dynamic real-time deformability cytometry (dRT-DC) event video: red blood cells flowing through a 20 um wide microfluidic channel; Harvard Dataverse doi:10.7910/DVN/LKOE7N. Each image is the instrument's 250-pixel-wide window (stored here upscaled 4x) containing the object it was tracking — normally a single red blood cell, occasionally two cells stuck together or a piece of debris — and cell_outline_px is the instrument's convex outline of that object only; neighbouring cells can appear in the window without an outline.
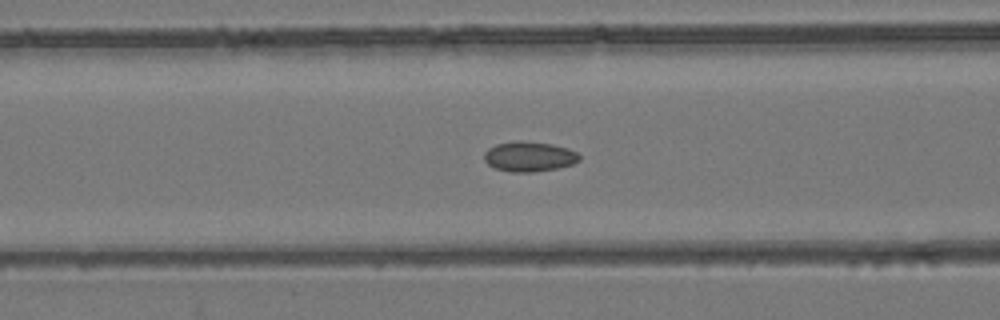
{"species": "common noctule bat (a hibernating species)", "species_latin": "Nyctalus noctula", "temperature_condition": "room temperature", "stored_images_in_passage": 54, "camera_frame_rate_fps": 3000, "um_per_image_px": 0.085, "animal": {"sex": "female", "body_mass_g": 24.6, "forearm_length_mm": 56.2}, "frame": {"image": 1, "passage_image": 23, "time_ms": 7.333, "image_size_px": [1000, 320], "cell_outline_px": [[580, 160], [572, 164], [556, 168], [532, 172], [512, 172], [496, 168], [488, 164], [484, 160], [484, 152], [488, 148], [496, 144], [516, 140], [520, 140], [552, 144], [568, 148], [576, 152], [580, 156]], "centroid_in_image_um": [44.97, 13.29], "position_along_channel_um": 121.6, "area_um2": 16.65}}
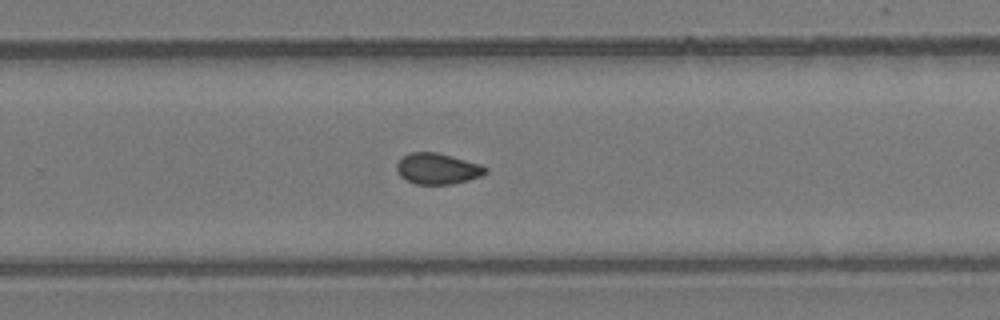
{"frame": {"image": 2, "passage_image": 36, "time_ms": 11.667, "image_size_px": [1000, 320], "cell_outline_px": [[488, 172], [480, 176], [468, 180], [452, 184], [416, 184], [400, 176], [396, 168], [396, 164], [404, 156], [412, 152], [436, 152], [480, 164], [488, 168]], "centroid_in_image_um": [37.2, 14.34], "position_along_channel_um": 292.6, "area_um2": 15.84}}
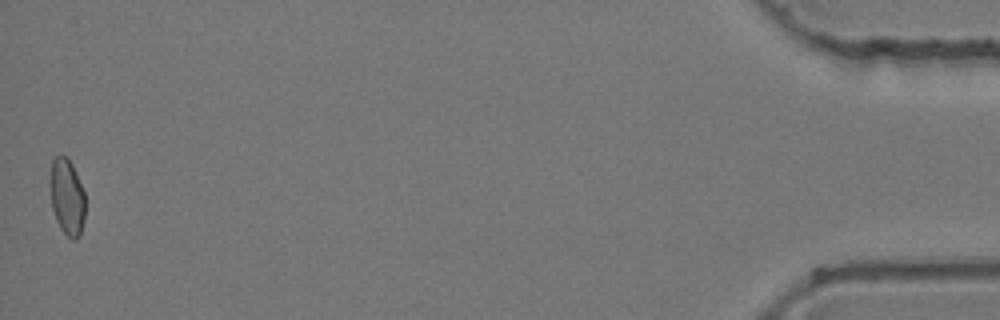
{"frame": {"image": 3, "passage_image": 54, "time_ms": 17.667, "image_size_px": [1000, 320], "cell_outline_px": [[84, 220], [80, 236], [76, 240], [72, 240], [60, 228], [56, 220], [52, 208], [52, 160], [56, 156], [68, 156], [72, 164], [84, 192]], "centroid_in_image_um": [5.73, 16.78], "position_along_channel_um": 429.5, "area_um2": 15.2}, "authors_computed_cell_mechanics": {"area_um2": 16.2996, "velocity_mm_per_s": 3.9508, "shape_relaxation_time_tau1_ms": null, "shape_relaxation_time_tau2_ms": 1.3649, "deformation_change_tau1": null, "deformation_change_tau2": 0.0567}}